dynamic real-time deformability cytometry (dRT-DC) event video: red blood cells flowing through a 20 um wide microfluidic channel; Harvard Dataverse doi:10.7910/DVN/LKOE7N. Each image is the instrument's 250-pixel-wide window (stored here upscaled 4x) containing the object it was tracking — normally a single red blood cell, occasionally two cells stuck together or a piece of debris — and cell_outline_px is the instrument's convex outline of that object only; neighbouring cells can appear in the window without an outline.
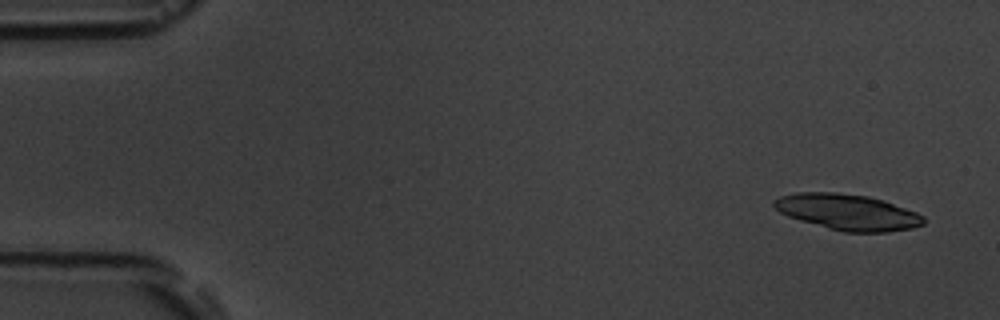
{"species": "common noctule bat (a hibernating species)", "species_latin": "Nyctalus noctula", "temperature_condition": "room temperature", "stored_images_in_passage": 4, "camera_frame_rate_fps": 3000, "um_per_image_px": 0.085, "animal": {"sex": "male", "body_mass_g": 19.5, "forearm_length_mm": 54.6}, "frame": {"image": 1, "passage_image": 1, "time_ms": 0.0, "image_size_px": [1000, 320], "cell_outline_px": [[924, 224], [912, 228], [888, 232], [844, 232], [828, 228], [800, 220], [788, 216], [780, 212], [772, 204], [772, 200], [780, 196], [796, 192], [836, 192], [868, 196], [884, 200], [916, 212], [924, 216]], "centroid_in_image_um": [72.04, 18.02], "position_along_channel_um": 13.0, "area_um2": 31.33}}